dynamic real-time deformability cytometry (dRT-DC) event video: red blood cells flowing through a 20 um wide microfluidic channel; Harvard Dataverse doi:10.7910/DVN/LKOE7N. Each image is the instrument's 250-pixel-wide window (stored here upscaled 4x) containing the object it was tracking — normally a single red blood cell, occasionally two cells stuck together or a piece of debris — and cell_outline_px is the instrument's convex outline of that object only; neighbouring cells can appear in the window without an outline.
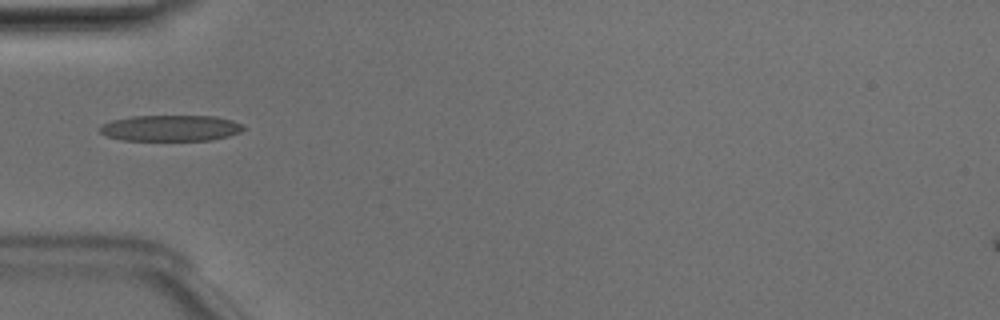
{"species": "Egyptian fruit bat (a non-hibernating species)", "species_latin": "Rousettus aegyptiacus", "temperature_condition": "room temperature", "stored_images_in_passage": 33, "camera_frame_rate_fps": 3000, "um_per_image_px": 0.085, "animal": {"sex": "male"}, "frame": {"image": 1, "passage_image": 1, "time_ms": 0.0, "image_size_px": [1000, 320], "cell_outline_px": [[248, 128], [240, 132], [228, 136], [212, 140], [120, 140], [108, 136], [100, 132], [96, 128], [100, 124], [112, 120], [132, 116], [216, 116], [232, 120]], "centroid_in_image_um": [14.48, 10.88], "position_along_channel_um": 70.5, "area_um2": 21.96}}
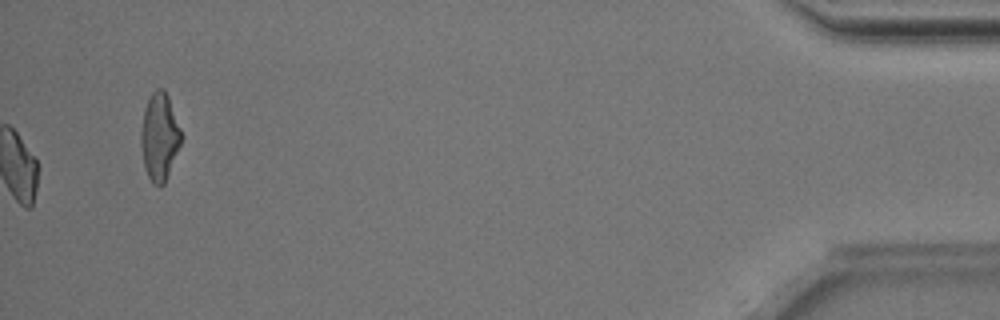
{"frame": {"image": 2, "passage_image": 33, "time_ms": 10.667, "image_size_px": [1000, 320], "cell_outline_px": [[180, 144], [164, 184], [160, 188], [152, 184], [148, 176], [144, 164], [140, 144], [140, 132], [144, 108], [152, 92], [156, 88], [164, 88], [168, 96], [180, 128]], "centroid_in_image_um": [13.53, 11.62], "position_along_channel_um": 421.7, "area_um2": 20.35}, "authors_computed_cell_mechanics": {"area_um2": 18.3226, "velocity_mm_per_s": 4.0481, "shape_relaxation_time_tau1_ms": 6.777, "shape_relaxation_time_tau2_ms": 1.4934, "deformation_change_tau1": 0.2053, "deformation_change_tau2": 0.0864}}